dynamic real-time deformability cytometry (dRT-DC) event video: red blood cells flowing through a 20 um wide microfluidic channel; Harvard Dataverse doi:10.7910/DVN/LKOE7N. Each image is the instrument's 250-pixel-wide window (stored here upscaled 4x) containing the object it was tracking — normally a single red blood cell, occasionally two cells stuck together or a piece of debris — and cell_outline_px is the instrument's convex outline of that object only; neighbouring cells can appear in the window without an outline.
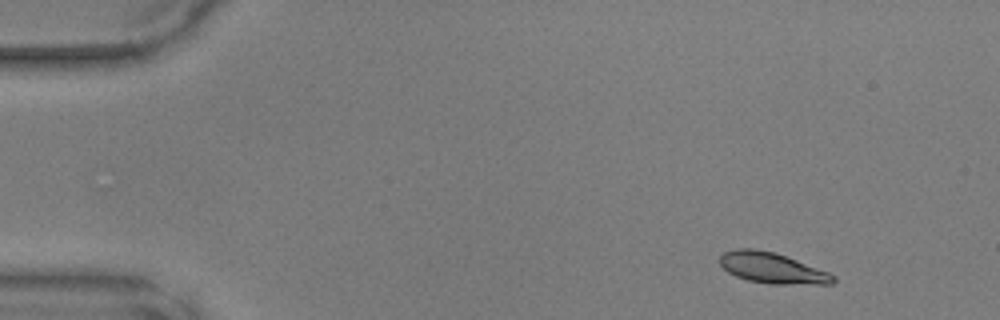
{"species": "common noctule bat (a hibernating species)", "species_latin": "Nyctalus noctula", "temperature_condition": "warm", "stored_images_in_passage": 44, "camera_frame_rate_fps": 3000, "um_per_image_px": 0.085, "animal": {"sex": "male", "body_mass_g": 17.9, "forearm_length_mm": 54.2}, "frame": {"image": 1, "passage_image": 1, "time_ms": 0.0, "image_size_px": [1000, 320], "cell_outline_px": [[836, 280], [832, 284], [772, 284], [748, 280], [736, 276], [728, 272], [720, 264], [720, 256], [724, 252], [736, 248], [752, 248], [776, 252], [828, 272], [836, 276]], "centroid_in_image_um": [65.64, 22.77], "position_along_channel_um": 19.4, "area_um2": 20.29}}
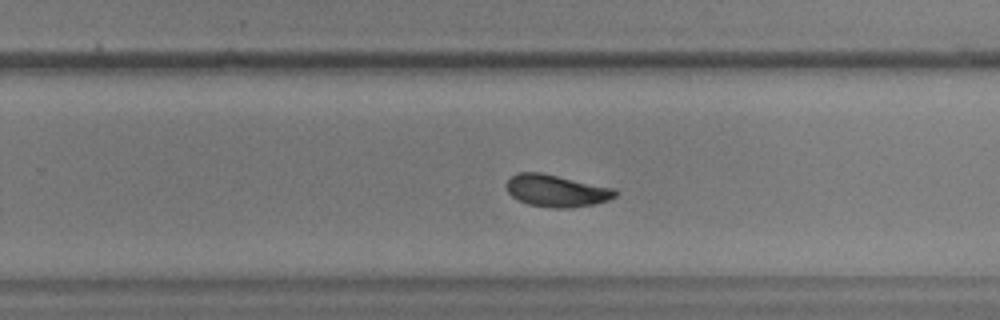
{"frame": {"image": 2, "passage_image": 27, "time_ms": 8.667, "image_size_px": [1000, 320], "cell_outline_px": [[616, 196], [608, 200], [596, 204], [564, 208], [552, 208], [528, 204], [512, 196], [508, 192], [504, 184], [516, 172], [540, 172], [616, 188]], "centroid_in_image_um": [47.29, 16.2], "position_along_channel_um": 282.5, "area_um2": 20.4}}
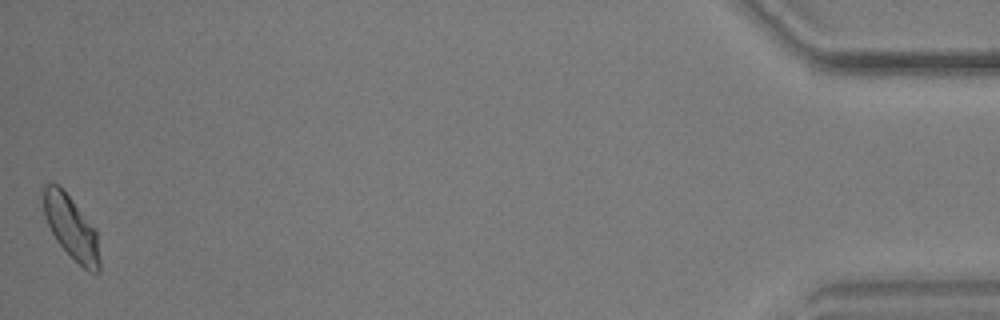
{"frame": {"image": 3, "passage_image": 44, "time_ms": 14.333, "image_size_px": [1000, 320], "cell_outline_px": [[100, 272], [88, 272], [56, 240], [48, 224], [44, 212], [40, 196], [44, 184], [60, 184], [96, 228], [100, 260]], "centroid_in_image_um": [6.04, 19.27], "position_along_channel_um": 429.2, "area_um2": 20.98}}